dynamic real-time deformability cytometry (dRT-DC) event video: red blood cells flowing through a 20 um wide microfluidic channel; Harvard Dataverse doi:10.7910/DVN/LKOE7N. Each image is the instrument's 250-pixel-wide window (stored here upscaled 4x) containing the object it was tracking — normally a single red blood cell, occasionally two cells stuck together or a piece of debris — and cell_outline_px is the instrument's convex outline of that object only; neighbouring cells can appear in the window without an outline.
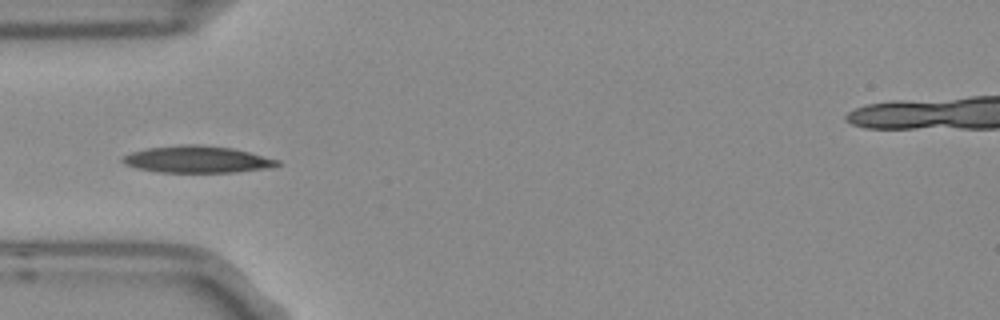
{"species": "Egyptian fruit bat (a non-hibernating species)", "species_latin": "Rousettus aegyptiacus", "temperature_condition": "room temperature", "stored_images_in_passage": 4, "camera_frame_rate_fps": 3000, "um_per_image_px": 0.085, "frame": {"image": 1, "passage_image": 4, "time_ms": 1.0, "image_size_px": [1000, 320], "cell_outline_px": [[280, 164], [272, 168], [236, 172], [156, 172], [136, 168], [124, 164], [120, 160], [124, 156], [132, 152], [148, 148], [180, 144], [200, 144], [232, 148], [280, 160]], "centroid_in_image_um": [16.76, 13.55], "position_along_channel_um": 68.2, "area_um2": 24.33}}